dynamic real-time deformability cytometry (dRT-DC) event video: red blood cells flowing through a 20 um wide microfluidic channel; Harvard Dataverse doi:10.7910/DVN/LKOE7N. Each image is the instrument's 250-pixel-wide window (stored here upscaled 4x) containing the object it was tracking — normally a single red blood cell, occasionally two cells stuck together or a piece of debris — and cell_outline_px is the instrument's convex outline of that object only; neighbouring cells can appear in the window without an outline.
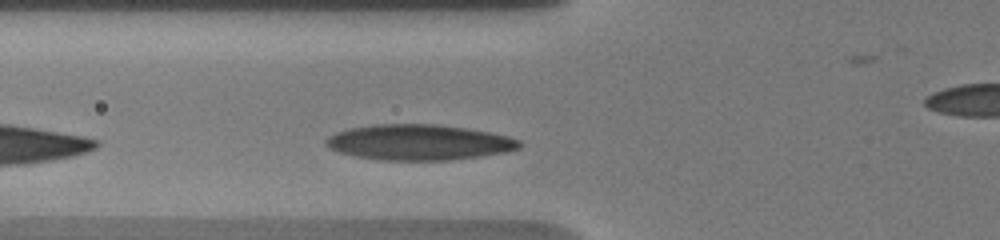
{"species": "human", "species_latin": "Homo sapiens", "temperature_condition": "warm", "stored_images_in_passage": 9, "camera_frame_rate_fps": 3000, "um_per_image_px": 0.085, "donor": {"sex": "male"}, "frame": {"image": 1, "passage_image": 4, "time_ms": 0.667, "image_size_px": [1000, 240], "cell_outline_px": [[524, 144], [520, 148], [508, 152], [452, 160], [380, 160], [356, 156], [340, 152], [328, 148], [324, 144], [324, 140], [328, 136], [336, 132], [348, 128], [372, 124], [436, 124], [468, 128], [508, 136], [520, 140]], "centroid_in_image_um": [35.61, 12.09], "position_along_channel_um": 90.2, "area_um2": 40.46}}
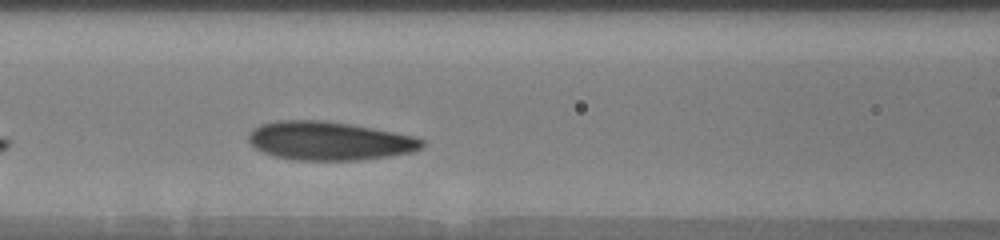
{"frame": {"image": 2, "passage_image": 9, "time_ms": 2.0, "image_size_px": [1000, 240], "cell_outline_px": [[424, 144], [420, 148], [412, 152], [388, 156], [356, 160], [296, 160], [272, 156], [256, 148], [248, 140], [248, 136], [252, 128], [260, 124], [276, 120], [324, 120], [372, 128], [412, 136], [424, 140]], "centroid_in_image_um": [27.93, 11.97], "position_along_channel_um": 138.7, "area_um2": 38.84}}